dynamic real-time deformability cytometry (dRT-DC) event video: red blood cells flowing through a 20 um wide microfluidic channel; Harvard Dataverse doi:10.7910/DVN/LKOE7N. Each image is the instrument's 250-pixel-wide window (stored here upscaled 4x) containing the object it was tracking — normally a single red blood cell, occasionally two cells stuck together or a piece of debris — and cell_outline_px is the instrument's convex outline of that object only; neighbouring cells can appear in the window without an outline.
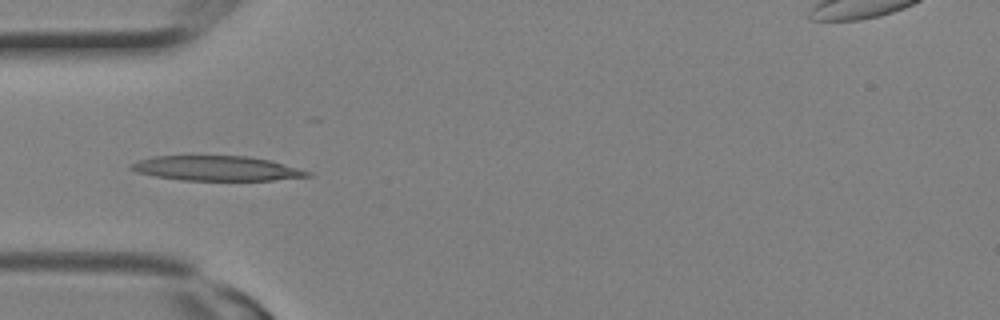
{"species": "Egyptian fruit bat (a non-hibernating species)", "species_latin": "Rousettus aegyptiacus", "temperature_condition": "room temperature", "stored_images_in_passage": 23, "camera_frame_rate_fps": 3000, "um_per_image_px": 0.085, "animal": {"sex": "female"}, "frame": {"image": 1, "passage_image": 6, "time_ms": 1.667, "image_size_px": [1000, 320], "cell_outline_px": [[312, 176], [272, 180], [184, 180], [156, 176], [136, 172], [128, 168], [128, 164], [152, 156], [248, 156], [272, 160], [300, 168], [312, 172]], "centroid_in_image_um": [18.44, 14.3], "position_along_channel_um": 66.6, "area_um2": 25.61}}
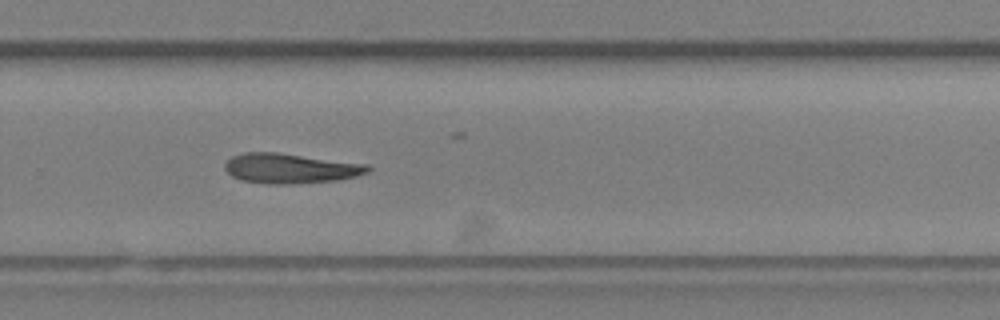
{"frame": {"image": 2, "passage_image": 15, "time_ms": 4.667, "image_size_px": [1000, 320], "cell_outline_px": [[372, 168], [368, 172], [356, 176], [336, 180], [292, 184], [264, 184], [240, 180], [232, 176], [224, 168], [224, 164], [232, 156], [244, 152], [276, 152], [368, 164]], "centroid_in_image_um": [24.66, 14.31], "position_along_channel_um": 305.1, "area_um2": 25.03}}
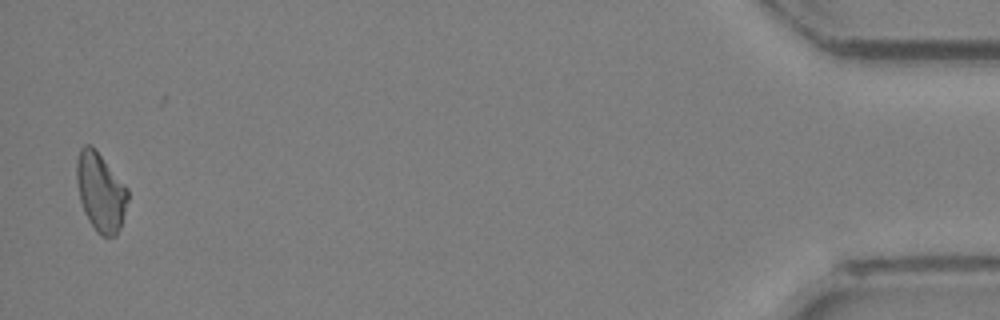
{"frame": {"image": 3, "passage_image": 23, "time_ms": 7.333, "image_size_px": [1000, 320], "cell_outline_px": [[128, 200], [120, 228], [116, 236], [100, 236], [96, 232], [88, 220], [84, 212], [80, 200], [76, 180], [76, 160], [80, 148], [84, 144], [92, 144], [96, 148], [128, 188]], "centroid_in_image_um": [8.54, 16.29], "position_along_channel_um": 426.7, "area_um2": 23.81}}